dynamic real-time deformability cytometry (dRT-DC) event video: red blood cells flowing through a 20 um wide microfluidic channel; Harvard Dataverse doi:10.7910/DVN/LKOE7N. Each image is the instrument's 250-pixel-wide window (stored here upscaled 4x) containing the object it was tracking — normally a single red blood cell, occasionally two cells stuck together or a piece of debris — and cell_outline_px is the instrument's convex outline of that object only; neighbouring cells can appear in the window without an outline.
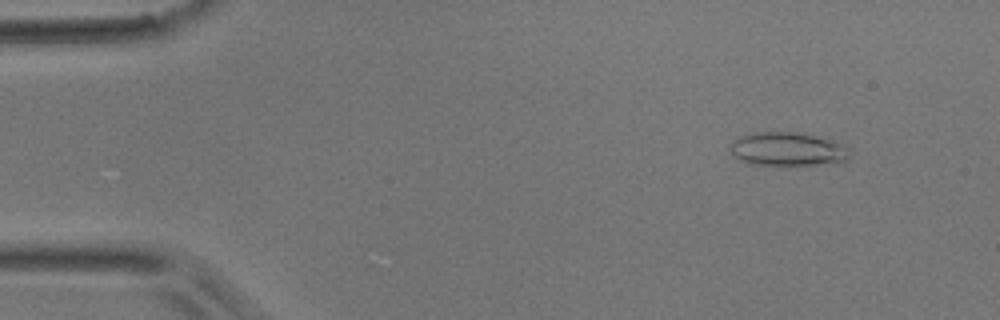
{"species": "common noctule bat (a hibernating species)", "species_latin": "Nyctalus noctula", "temperature_condition": "room temperature", "stored_images_in_passage": 40, "camera_frame_rate_fps": 3000, "um_per_image_px": 0.085, "animal": {"sex": "male", "body_mass_g": 17.9}, "frame": {"image": 1, "passage_image": 1, "time_ms": 0.0, "image_size_px": [1000, 320], "cell_outline_px": [[848, 156], [844, 164], [788, 168], [748, 164], [740, 160], [728, 148], [732, 140], [740, 136], [752, 132], [796, 132], [832, 140], [844, 144], [848, 148]], "centroid_in_image_um": [66.98, 12.75], "position_along_channel_um": 18.0, "area_um2": 24.85}}
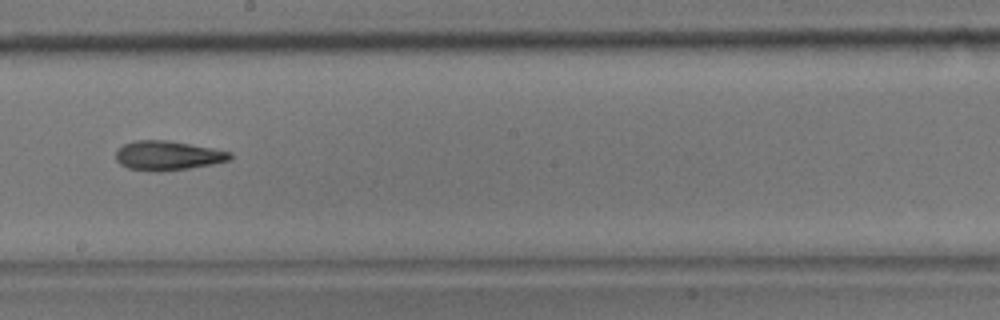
{"frame": {"image": 2, "passage_image": 21, "time_ms": 6.667, "image_size_px": [1000, 320], "cell_outline_px": [[232, 160], [212, 164], [188, 168], [156, 172], [128, 168], [120, 164], [116, 160], [116, 152], [124, 144], [136, 140], [164, 140], [212, 148], [232, 152]], "centroid_in_image_um": [14.27, 13.23], "position_along_channel_um": 233.9, "area_um2": 19.36}}
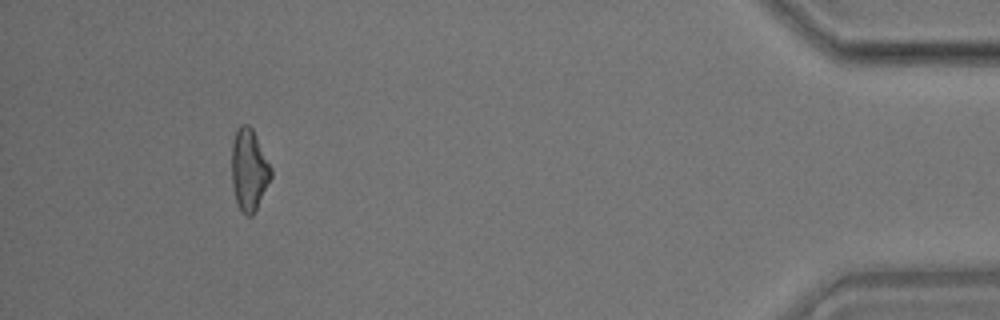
{"frame": {"image": 3, "passage_image": 37, "time_ms": 12.0, "image_size_px": [1000, 320], "cell_outline_px": [[272, 176], [252, 216], [244, 216], [240, 212], [236, 200], [232, 184], [232, 140], [236, 128], [240, 124], [248, 124], [252, 128], [272, 168]], "centroid_in_image_um": [21.15, 14.42], "position_along_channel_um": 414.0, "area_um2": 18.79}}